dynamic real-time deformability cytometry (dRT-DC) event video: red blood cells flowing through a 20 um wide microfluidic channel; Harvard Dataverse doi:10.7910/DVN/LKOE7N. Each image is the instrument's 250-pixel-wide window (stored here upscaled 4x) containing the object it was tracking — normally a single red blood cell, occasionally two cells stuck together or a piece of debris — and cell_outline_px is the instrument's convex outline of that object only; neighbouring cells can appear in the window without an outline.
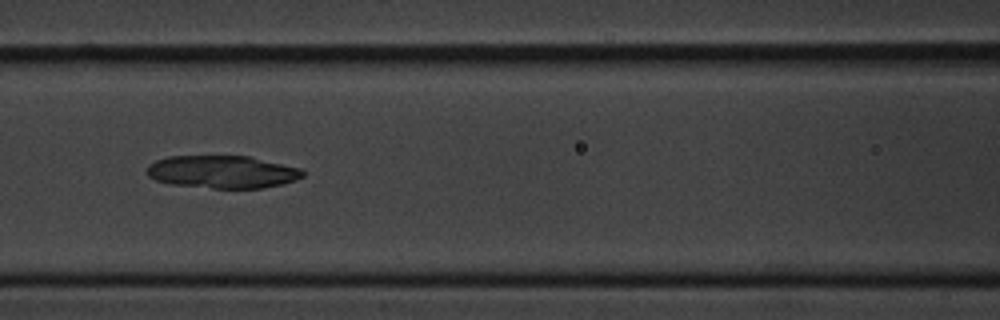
{"species": "common noctule bat (a hibernating species)", "species_latin": "Nyctalus noctula", "temperature_condition": "cold", "stored_images_in_passage": 9, "camera_frame_rate_fps": 3000, "um_per_image_px": 0.085, "animal": {"sex": "male", "body_mass_g": 20.1, "forearm_length_mm": 53.5}, "frame": {"image": 1, "passage_image": 6, "time_ms": 5.667, "image_size_px": [1000, 320], "cell_outline_px": [[304, 176], [296, 180], [284, 184], [264, 188], [212, 188], [172, 184], [156, 180], [148, 176], [144, 172], [148, 164], [156, 160], [168, 156], [248, 156], [300, 168], [304, 172]], "centroid_in_image_um": [18.88, 14.61], "position_along_channel_um": 147.7, "area_um2": 29.82}}
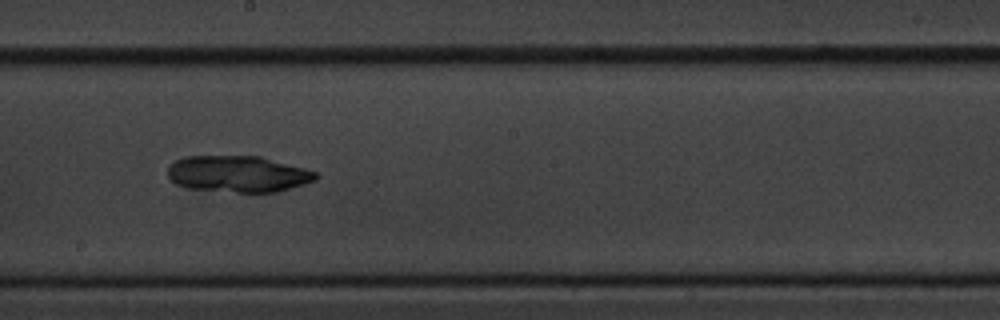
{"frame": {"image": 2, "passage_image": 8, "time_ms": 8.0, "image_size_px": [1000, 320], "cell_outline_px": [[320, 176], [316, 180], [304, 184], [276, 192], [236, 192], [188, 188], [176, 184], [168, 176], [168, 168], [176, 160], [184, 156], [260, 156], [304, 168], [316, 172]], "centroid_in_image_um": [20.25, 14.78], "position_along_channel_um": 228.0, "area_um2": 31.33}}
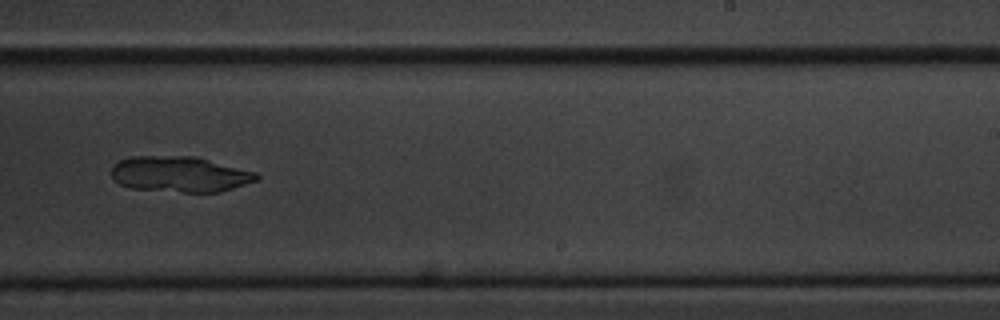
{"frame": {"image": 3, "passage_image": 9, "time_ms": 9.333, "image_size_px": [1000, 320], "cell_outline_px": [[260, 180], [220, 192], [184, 192], [132, 188], [120, 184], [112, 176], [112, 168], [120, 160], [132, 156], [196, 156], [256, 172], [260, 176]], "centroid_in_image_um": [15.35, 14.8], "position_along_channel_um": 273.7, "area_um2": 30.17}}